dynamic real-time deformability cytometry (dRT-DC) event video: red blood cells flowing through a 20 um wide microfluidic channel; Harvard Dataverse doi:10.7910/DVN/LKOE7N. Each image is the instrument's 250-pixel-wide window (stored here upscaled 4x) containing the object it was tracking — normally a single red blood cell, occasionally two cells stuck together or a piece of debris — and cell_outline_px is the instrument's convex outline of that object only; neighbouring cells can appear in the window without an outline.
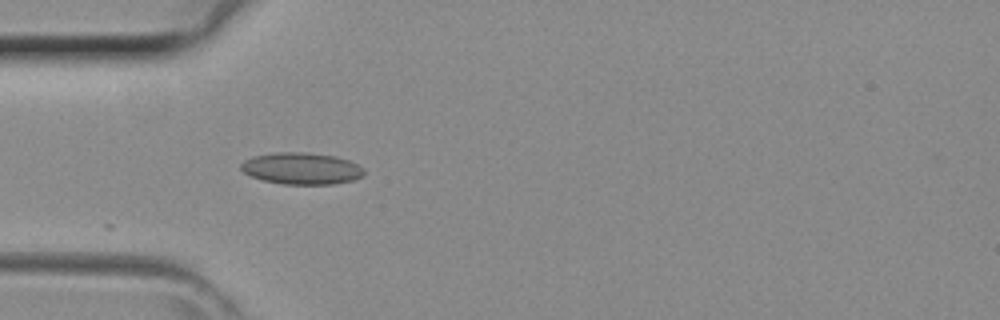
{"species": "common noctule bat (a hibernating species)", "species_latin": "Nyctalus noctula", "temperature_condition": "room temperature", "stored_images_in_passage": 9, "camera_frame_rate_fps": 3000, "um_per_image_px": 0.085, "animal": {"sex": "female", "body_mass_g": 29.2, "forearm_length_mm": 56.3}, "frame": {"image": 1, "passage_image": 1, "time_ms": 0.0, "image_size_px": [1000, 320], "cell_outline_px": [[364, 176], [352, 180], [332, 184], [284, 184], [264, 180], [252, 176], [244, 172], [240, 168], [240, 164], [244, 160], [252, 156], [276, 152], [304, 152], [336, 156], [348, 160], [364, 168]], "centroid_in_image_um": [25.63, 14.31], "position_along_channel_um": 59.4, "area_um2": 22.72}}
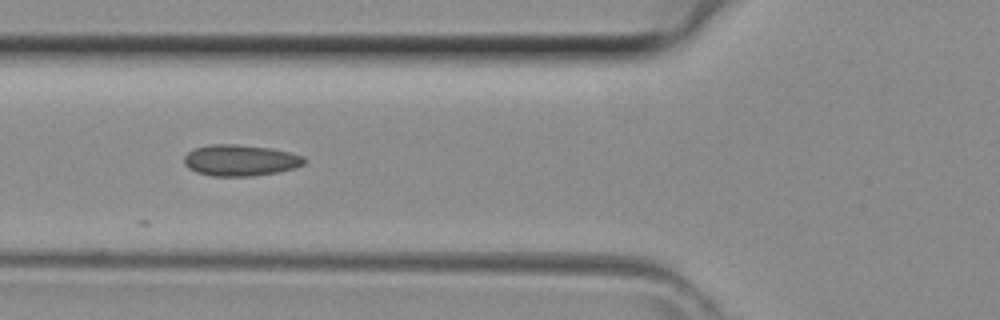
{"frame": {"image": 2, "passage_image": 4, "time_ms": 1.0, "image_size_px": [1000, 320], "cell_outline_px": [[308, 160], [304, 164], [296, 168], [280, 172], [252, 176], [212, 176], [196, 172], [188, 168], [184, 164], [184, 156], [188, 152], [196, 148], [208, 144], [236, 144], [272, 148], [304, 156]], "centroid_in_image_um": [20.45, 13.63], "position_along_channel_um": 105.3, "area_um2": 22.14}}
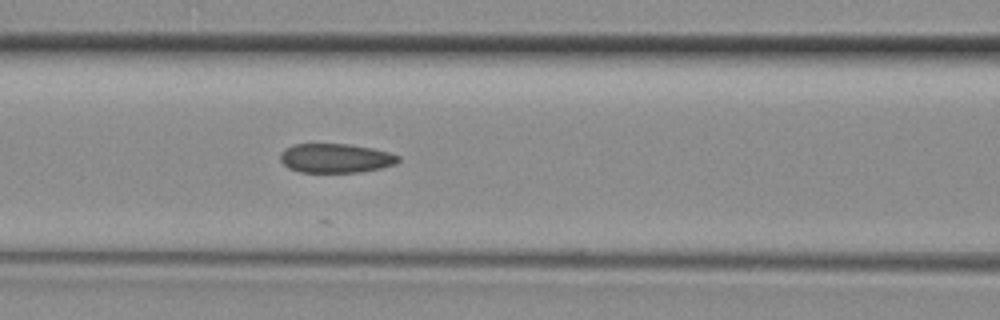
{"frame": {"image": 3, "passage_image": 6, "time_ms": 1.667, "image_size_px": [1000, 320], "cell_outline_px": [[400, 160], [396, 164], [380, 168], [360, 172], [300, 172], [288, 168], [280, 160], [280, 152], [284, 148], [292, 144], [348, 144], [372, 148], [388, 152], [400, 156]], "centroid_in_image_um": [28.51, 13.44], "position_along_channel_um": 138.1, "area_um2": 20.17}}